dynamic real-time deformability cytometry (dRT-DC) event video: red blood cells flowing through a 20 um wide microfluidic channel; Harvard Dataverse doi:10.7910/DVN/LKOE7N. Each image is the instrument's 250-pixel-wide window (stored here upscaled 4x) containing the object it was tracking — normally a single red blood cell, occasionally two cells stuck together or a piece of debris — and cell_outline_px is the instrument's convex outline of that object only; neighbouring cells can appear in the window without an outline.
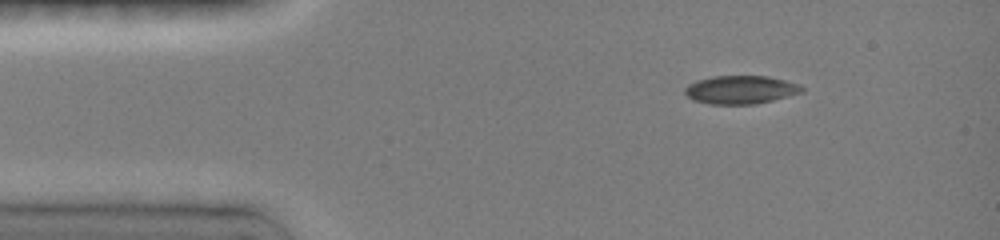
{"species": "common noctule bat (a hibernating species)", "species_latin": "Nyctalus noctula", "temperature_condition": "room temperature", "stored_images_in_passage": 42, "camera_frame_rate_fps": 3000, "um_per_image_px": 0.085, "animal": {"sex": "female", "body_mass_g": 19.0, "forearm_length_mm": 51.5}, "frame": {"image": 1, "passage_image": 1, "time_ms": 0.0, "image_size_px": [1000, 240], "cell_outline_px": [[804, 92], [756, 104], [708, 104], [692, 100], [684, 92], [684, 88], [688, 84], [696, 80], [712, 76], [768, 76], [800, 84], [804, 88]], "centroid_in_image_um": [62.94, 7.62], "position_along_channel_um": 22.1, "area_um2": 19.42}}
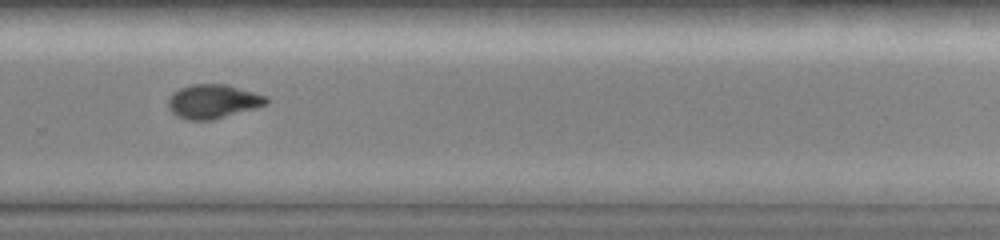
{"frame": {"image": 2, "passage_image": 27, "time_ms": 8.667, "image_size_px": [1000, 240], "cell_outline_px": [[268, 104], [212, 120], [188, 120], [176, 116], [168, 108], [168, 100], [172, 92], [180, 88], [192, 84], [224, 84], [268, 96]], "centroid_in_image_um": [18.08, 8.62], "position_along_channel_um": 311.7, "area_um2": 19.36}}
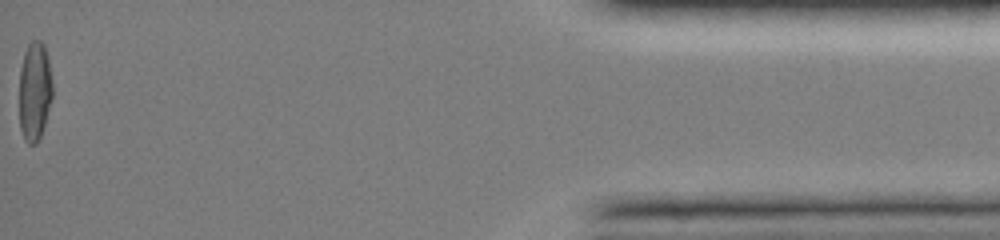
{"frame": {"image": 3, "passage_image": 42, "time_ms": 13.667, "image_size_px": [1000, 240], "cell_outline_px": [[52, 96], [44, 124], [40, 136], [36, 144], [28, 144], [24, 140], [20, 128], [20, 68], [24, 52], [28, 44], [32, 40], [40, 40], [44, 44], [48, 60], [52, 80]], "centroid_in_image_um": [2.93, 7.74], "position_along_channel_um": 432.3, "area_um2": 19.07}, "authors_computed_cell_mechanics": {"area_um2": 19.5075, "velocity_mm_per_s": 4.0491, "shape_relaxation_time_tau1_ms": 6.5296, "shape_relaxation_time_tau2_ms": 4.973, "deformation_change_tau1": 0.1879, "deformation_change_tau2": 0.0562}}